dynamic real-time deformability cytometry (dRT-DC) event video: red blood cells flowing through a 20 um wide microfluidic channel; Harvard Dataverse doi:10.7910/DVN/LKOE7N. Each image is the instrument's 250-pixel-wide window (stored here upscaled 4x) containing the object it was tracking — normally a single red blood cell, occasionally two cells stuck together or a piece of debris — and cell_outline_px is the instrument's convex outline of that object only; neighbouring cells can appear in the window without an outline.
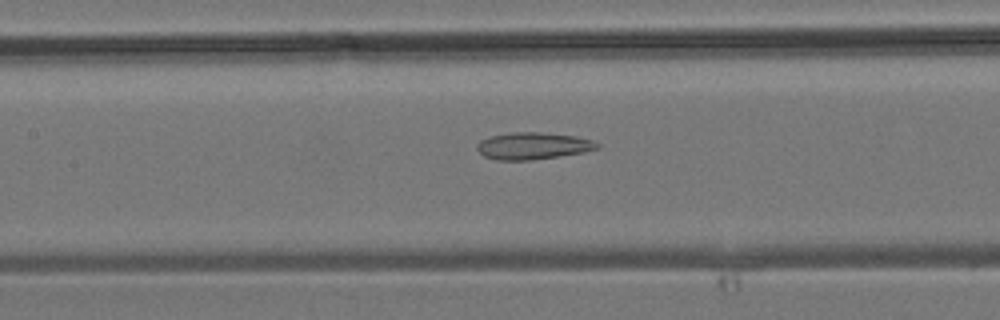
{"species": "common noctule bat (a hibernating species)", "species_latin": "Nyctalus noctula", "temperature_condition": "room temperature", "stored_images_in_passage": 38, "camera_frame_rate_fps": 3000, "um_per_image_px": 0.085, "animal": {"sex": "male", "body_mass_g": 19.2, "forearm_length_mm": 51.8}, "frame": {"image": 1, "passage_image": 15, "time_ms": 4.667, "image_size_px": [1000, 320], "cell_outline_px": [[600, 148], [584, 152], [560, 156], [532, 160], [496, 160], [484, 156], [476, 148], [476, 144], [480, 140], [492, 136], [512, 132], [540, 132], [576, 136], [592, 140], [600, 144]], "centroid_in_image_um": [45.31, 12.4], "position_along_channel_um": 162.1, "area_um2": 18.96}}
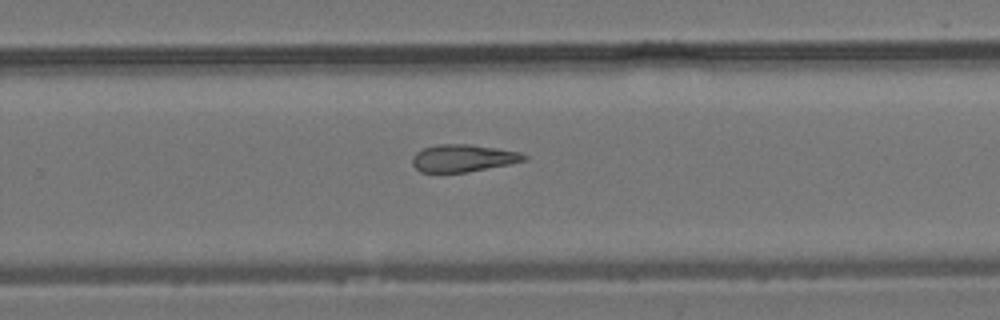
{"frame": {"image": 2, "passage_image": 23, "time_ms": 7.333, "image_size_px": [1000, 320], "cell_outline_px": [[528, 160], [468, 172], [420, 172], [412, 164], [412, 156], [416, 152], [424, 148], [436, 144], [468, 144], [496, 148], [520, 152], [528, 156]], "centroid_in_image_um": [39.36, 13.44], "position_along_channel_um": 290.4, "area_um2": 17.8}}
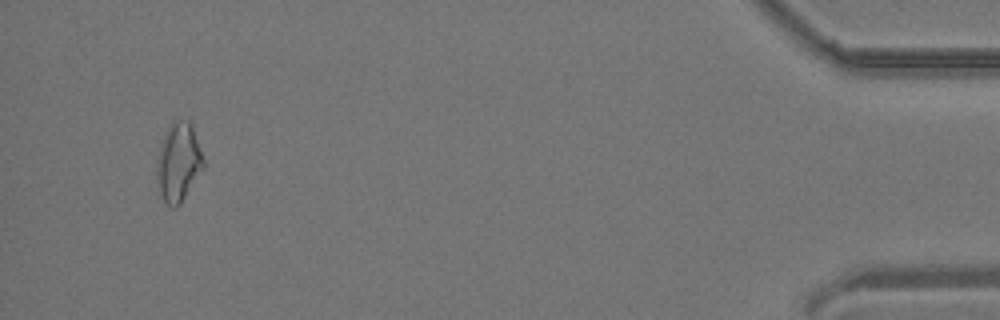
{"frame": {"image": 3, "passage_image": 36, "time_ms": 11.667, "image_size_px": [1000, 320], "cell_outline_px": [[204, 168], [180, 204], [176, 208], [172, 208], [160, 196], [156, 172], [156, 160], [164, 132], [172, 120], [188, 120], [192, 124], [204, 160]], "centroid_in_image_um": [15.16, 13.77], "position_along_channel_um": 420.0, "area_um2": 21.62}}